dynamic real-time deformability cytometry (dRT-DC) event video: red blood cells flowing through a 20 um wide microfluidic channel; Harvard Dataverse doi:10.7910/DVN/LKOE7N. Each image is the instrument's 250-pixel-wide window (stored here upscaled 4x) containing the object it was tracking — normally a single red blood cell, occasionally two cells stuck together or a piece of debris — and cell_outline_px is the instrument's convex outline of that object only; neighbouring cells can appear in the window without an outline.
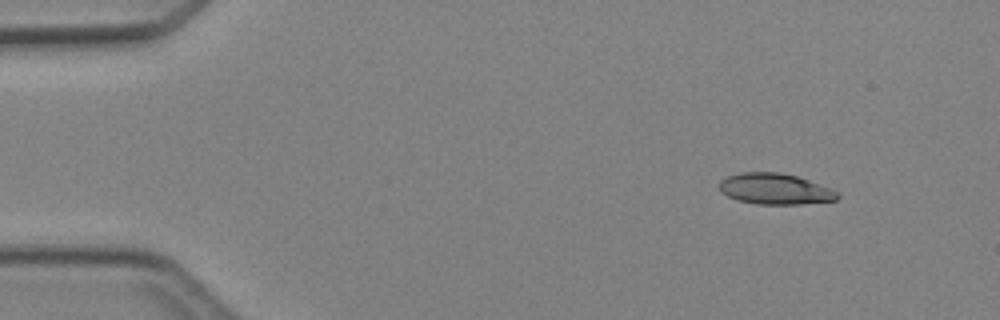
{"species": "Egyptian fruit bat (a non-hibernating species)", "species_latin": "Rousettus aegyptiacus", "temperature_condition": "cold", "stored_images_in_passage": 3, "camera_frame_rate_fps": 3000, "um_per_image_px": 0.085, "animal": {"sex": "female"}, "frame": {"image": 1, "passage_image": 1, "time_ms": 0.0, "image_size_px": [1000, 320], "cell_outline_px": [[840, 196], [836, 200], [800, 204], [756, 204], [736, 200], [720, 192], [720, 180], [728, 176], [740, 172], [780, 172], [796, 176], [832, 188]], "centroid_in_image_um": [65.86, 16.06], "position_along_channel_um": 19.1, "area_um2": 21.33}}
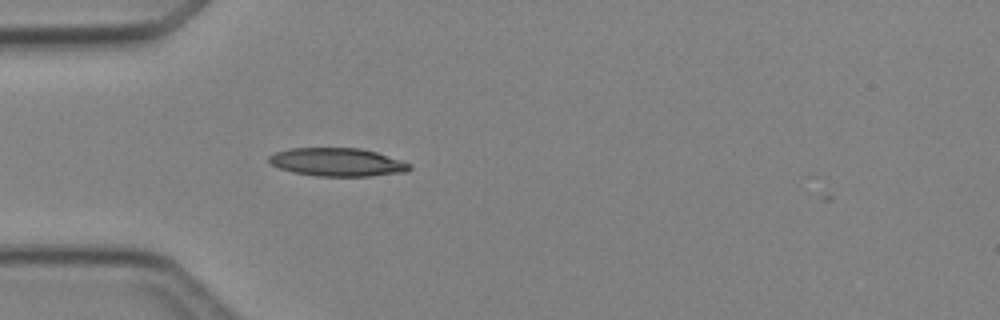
{"frame": {"image": 2, "passage_image": 3, "time_ms": 3.0, "image_size_px": [1000, 320], "cell_outline_px": [[412, 168], [408, 172], [368, 176], [316, 176], [292, 172], [280, 168], [272, 164], [268, 160], [268, 156], [276, 152], [288, 148], [360, 148], [376, 152], [412, 164]], "centroid_in_image_um": [28.68, 13.78], "position_along_channel_um": 56.3, "area_um2": 23.18}}